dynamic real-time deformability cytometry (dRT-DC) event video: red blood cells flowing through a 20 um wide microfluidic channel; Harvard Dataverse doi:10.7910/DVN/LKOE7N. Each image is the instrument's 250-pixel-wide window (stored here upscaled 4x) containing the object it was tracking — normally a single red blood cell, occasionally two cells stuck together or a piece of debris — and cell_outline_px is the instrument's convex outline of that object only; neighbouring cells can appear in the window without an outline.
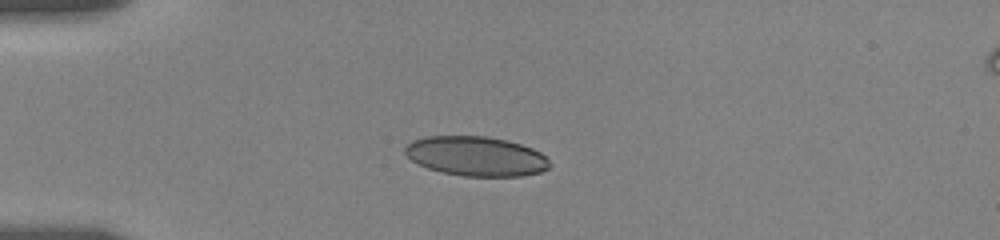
{"species": "human", "species_latin": "Homo sapiens", "temperature_condition": "room temperature", "stored_images_in_passage": 29, "camera_frame_rate_fps": 3000, "um_per_image_px": 0.085, "donor": {"sex": "female"}, "frame": {"image": 1, "passage_image": 1, "time_ms": 0.0, "image_size_px": [1000, 240], "cell_outline_px": [[552, 164], [548, 168], [540, 172], [520, 176], [464, 176], [444, 172], [428, 168], [412, 160], [404, 152], [404, 148], [412, 140], [424, 136], [484, 136], [508, 140], [532, 148], [540, 152]], "centroid_in_image_um": [40.47, 13.27], "position_along_channel_um": 44.5, "area_um2": 33.23}}
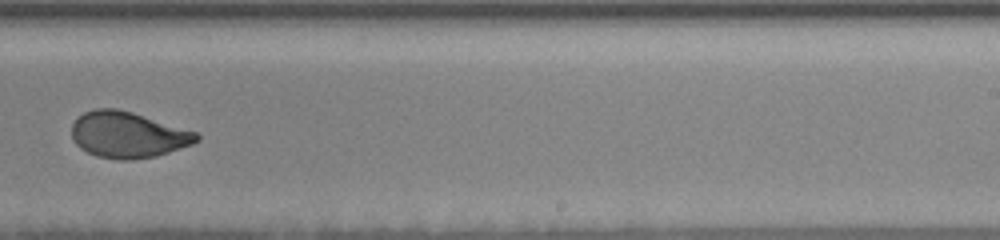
{"frame": {"image": 2, "passage_image": 15, "time_ms": 7.333, "image_size_px": [1000, 240], "cell_outline_px": [[200, 140], [192, 144], [156, 156], [128, 160], [120, 160], [96, 156], [80, 148], [72, 140], [72, 124], [84, 112], [96, 108], [116, 108], [132, 112], [196, 132], [200, 136]], "centroid_in_image_um": [10.85, 11.46], "position_along_channel_um": 278.1, "area_um2": 33.35}}
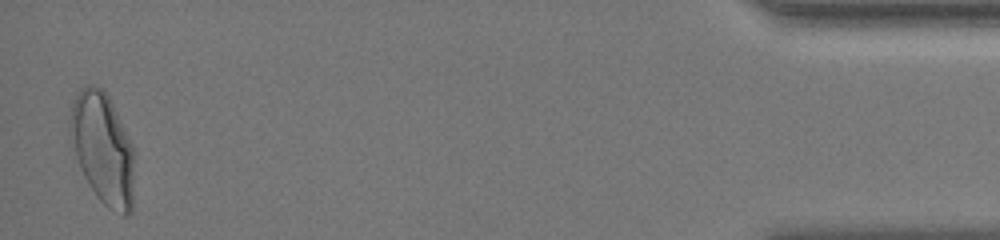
{"frame": {"image": 3, "passage_image": 28, "time_ms": 13.667, "image_size_px": [1000, 240], "cell_outline_px": [[132, 212], [128, 216], [124, 216], [108, 208], [96, 196], [84, 176], [80, 168], [68, 132], [72, 104], [80, 88], [84, 84], [92, 84], [100, 88], [108, 96], [132, 144]], "centroid_in_image_um": [8.7, 12.62], "position_along_channel_um": 426.5, "area_um2": 41.15}, "authors_computed_cell_mechanics": {"area_um2": 34.0442, "velocity_mm_per_s": 3.5551, "shape_relaxation_time_tau1_ms": 6.5954, "shape_relaxation_time_tau2_ms": null, "deformation_change_tau1": 0.1778, "deformation_change_tau2": null}}